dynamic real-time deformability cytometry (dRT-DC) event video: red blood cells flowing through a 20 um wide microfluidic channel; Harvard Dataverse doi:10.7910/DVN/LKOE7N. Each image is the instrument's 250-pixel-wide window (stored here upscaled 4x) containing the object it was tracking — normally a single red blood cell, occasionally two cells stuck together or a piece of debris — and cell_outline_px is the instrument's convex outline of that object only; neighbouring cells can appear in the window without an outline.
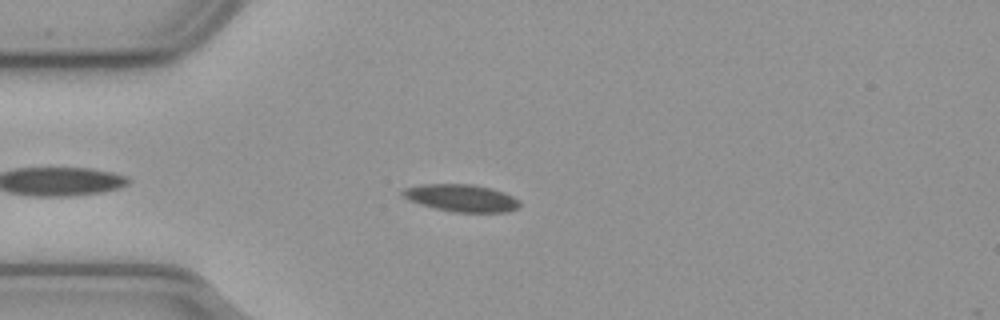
{"species": "common noctule bat (a hibernating species)", "species_latin": "Nyctalus noctula", "temperature_condition": "cold", "stored_images_in_passage": 39, "camera_frame_rate_fps": 3000, "um_per_image_px": 0.085, "animal": {"sex": "male", "body_mass_g": 23.1, "forearm_length_mm": 52.7}, "frame": {"image": 1, "passage_image": 6, "time_ms": 1.667, "image_size_px": [1000, 320], "cell_outline_px": [[520, 204], [516, 208], [504, 212], [452, 212], [420, 204], [408, 200], [400, 192], [404, 188], [420, 184], [472, 184], [492, 188], [504, 192], [520, 200]], "centroid_in_image_um": [39.2, 16.82], "position_along_channel_um": 45.8, "area_um2": 18.61}}
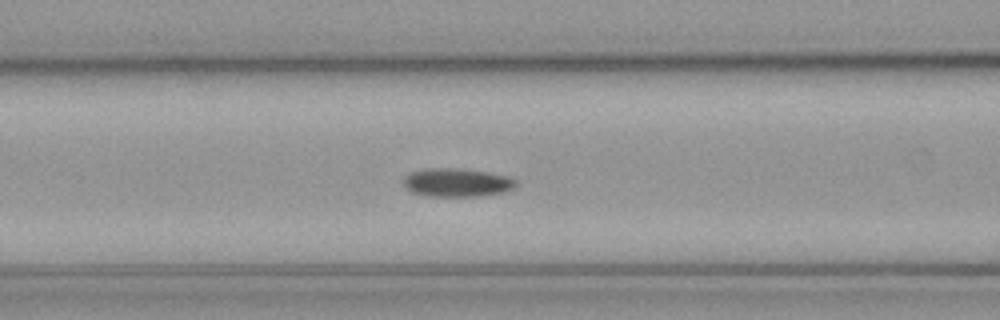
{"frame": {"image": 2, "passage_image": 14, "time_ms": 4.333, "image_size_px": [1000, 320], "cell_outline_px": [[516, 188], [504, 192], [480, 196], [428, 196], [412, 192], [404, 188], [404, 176], [412, 172], [424, 168], [460, 168], [488, 172], [512, 176], [516, 180]], "centroid_in_image_um": [38.87, 15.51], "position_along_channel_um": 127.7, "area_um2": 18.96}}
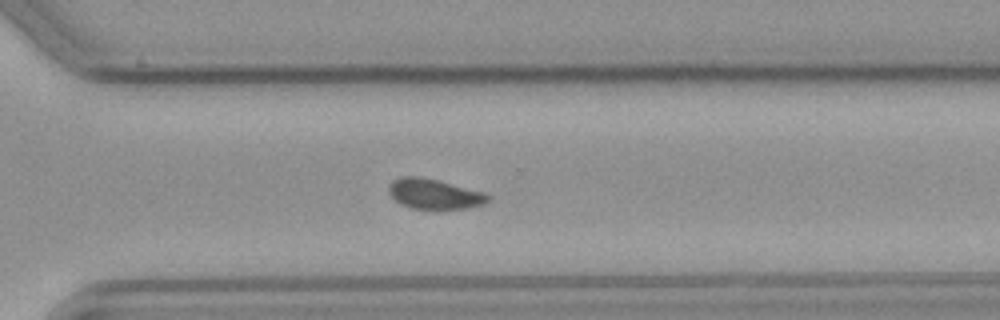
{"frame": {"image": 3, "passage_image": 31, "time_ms": 10.0, "image_size_px": [1000, 320], "cell_outline_px": [[492, 196], [484, 204], [468, 208], [412, 208], [400, 204], [388, 192], [388, 188], [392, 180], [400, 176], [420, 176], [484, 192]], "centroid_in_image_um": [36.9, 16.47], "position_along_channel_um": 333.7, "area_um2": 17.22}, "authors_computed_cell_mechanics": {"area_um2": 18.1492, "velocity_mm_per_s": 3.6428, "shape_relaxation_time_tau1_ms": 4.4014, "shape_relaxation_time_tau2_ms": 5.3835, "deformation_change_tau1": 0.1057, "deformation_change_tau2": 0.0856}}